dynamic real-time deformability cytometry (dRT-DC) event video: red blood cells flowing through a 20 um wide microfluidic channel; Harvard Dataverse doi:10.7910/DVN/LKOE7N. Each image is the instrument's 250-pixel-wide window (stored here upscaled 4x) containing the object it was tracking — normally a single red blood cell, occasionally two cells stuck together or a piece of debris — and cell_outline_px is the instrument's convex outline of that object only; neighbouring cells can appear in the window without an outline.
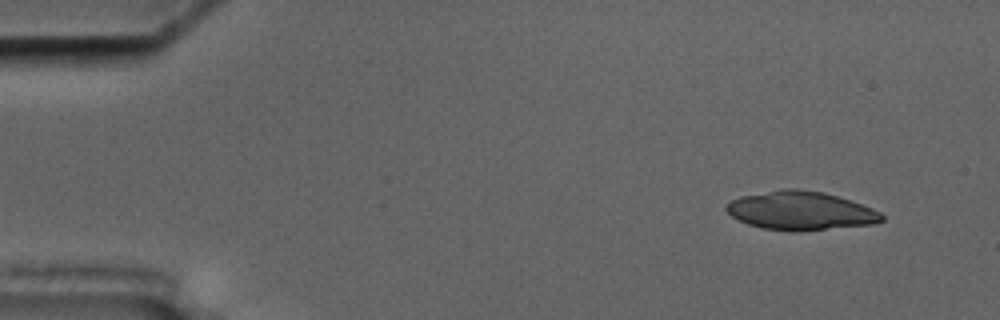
{"species": "common noctule bat (a hibernating species)", "species_latin": "Nyctalus noctula", "temperature_condition": "cold", "stored_images_in_passage": 4, "camera_frame_rate_fps": 3000, "um_per_image_px": 0.085, "animal": {"sex": "male", "body_mass_g": 17.5, "forearm_length_mm": 52.3}, "frame": {"image": 1, "passage_image": 1, "time_ms": 0.0, "image_size_px": [1000, 320], "cell_outline_px": [[884, 220], [872, 224], [824, 228], [764, 228], [748, 224], [732, 216], [724, 208], [724, 204], [740, 196], [780, 188], [800, 188], [824, 192], [872, 208], [880, 212], [884, 216]], "centroid_in_image_um": [68.01, 17.84], "position_along_channel_um": 17.0, "area_um2": 33.87}}